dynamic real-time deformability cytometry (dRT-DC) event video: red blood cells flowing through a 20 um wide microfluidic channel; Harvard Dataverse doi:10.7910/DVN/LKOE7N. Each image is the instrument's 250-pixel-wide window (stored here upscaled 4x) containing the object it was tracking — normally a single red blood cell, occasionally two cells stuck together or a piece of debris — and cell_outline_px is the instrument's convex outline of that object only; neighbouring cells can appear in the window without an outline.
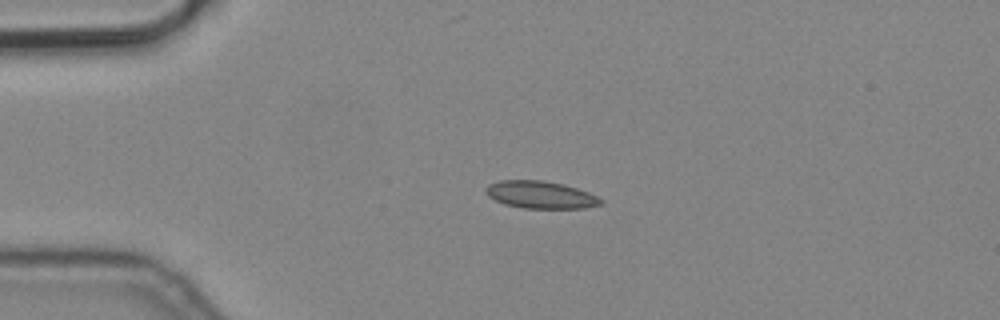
{"species": "common noctule bat (a hibernating species)", "species_latin": "Nyctalus noctula", "temperature_condition": "cold", "stored_images_in_passage": 2, "camera_frame_rate_fps": 3000, "um_per_image_px": 0.085, "animal": {"sex": "male", "body_mass_g": 19.2, "forearm_length_mm": 51.8}, "frame": {"image": 1, "passage_image": 2, "time_ms": 0.333, "image_size_px": [1000, 320], "cell_outline_px": [[604, 204], [584, 208], [524, 208], [504, 204], [488, 196], [484, 192], [488, 184], [500, 180], [544, 180], [564, 184], [588, 192], [604, 200]], "centroid_in_image_um": [45.95, 16.55], "position_along_channel_um": 39.0, "area_um2": 18.44}}